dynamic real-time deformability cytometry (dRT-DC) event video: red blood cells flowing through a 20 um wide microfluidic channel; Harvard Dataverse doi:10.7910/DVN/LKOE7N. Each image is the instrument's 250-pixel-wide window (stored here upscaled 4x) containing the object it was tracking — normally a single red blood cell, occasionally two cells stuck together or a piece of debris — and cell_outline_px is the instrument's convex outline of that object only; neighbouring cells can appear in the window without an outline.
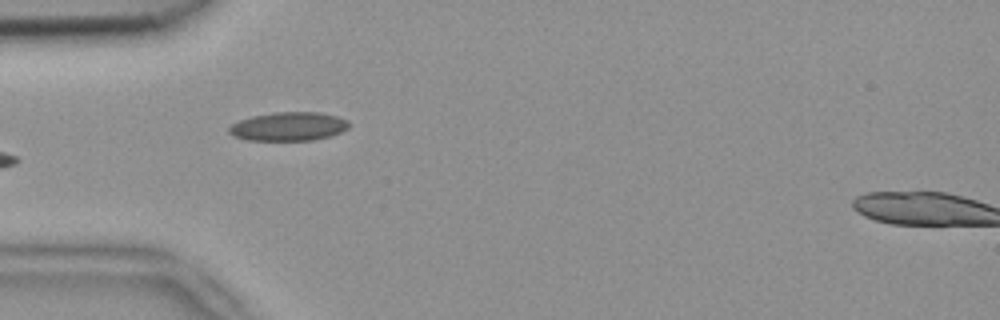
{"species": "common noctule bat (a hibernating species)", "species_latin": "Nyctalus noctula", "temperature_condition": "room temperature", "stored_images_in_passage": 5, "camera_frame_rate_fps": 3000, "um_per_image_px": 0.085, "animal": {"sex": "female", "body_mass_g": 18.4}, "frame": {"image": 1, "passage_image": 4, "time_ms": 1.0, "image_size_px": [1000, 320], "cell_outline_px": [[352, 124], [348, 128], [332, 136], [312, 140], [248, 140], [232, 136], [228, 132], [228, 128], [232, 124], [240, 120], [252, 116], [276, 112], [320, 112], [336, 116], [348, 120]], "centroid_in_image_um": [24.55, 10.75], "position_along_channel_um": 60.5, "area_um2": 20.17}}